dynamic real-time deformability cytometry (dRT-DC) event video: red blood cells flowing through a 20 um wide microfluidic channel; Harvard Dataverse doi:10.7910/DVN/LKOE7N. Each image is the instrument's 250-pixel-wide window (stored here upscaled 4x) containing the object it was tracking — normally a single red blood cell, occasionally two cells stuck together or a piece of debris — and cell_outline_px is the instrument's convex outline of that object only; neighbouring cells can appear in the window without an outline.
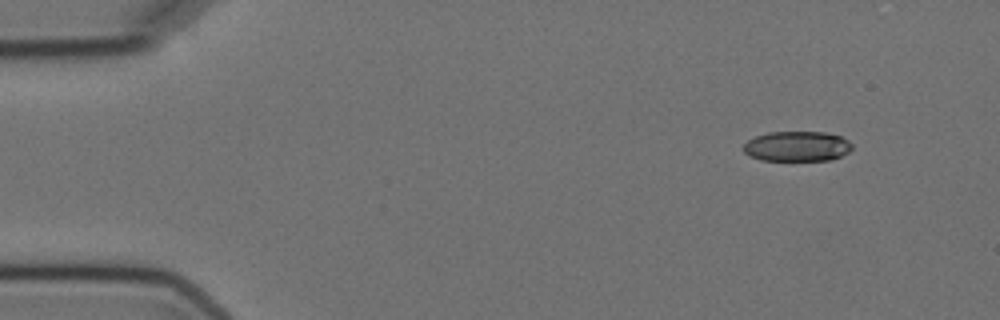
{"species": "Egyptian fruit bat (a non-hibernating species)", "species_latin": "Rousettus aegyptiacus", "temperature_condition": "cold", "stored_images_in_passage": 3, "camera_frame_rate_fps": 3000, "um_per_image_px": 0.085, "animal": {"sex": "female"}, "frame": {"image": 1, "passage_image": 1, "time_ms": 0.0, "image_size_px": [1000, 320], "cell_outline_px": [[852, 148], [848, 152], [832, 160], [760, 160], [748, 156], [744, 152], [744, 144], [748, 140], [756, 136], [768, 132], [824, 132], [840, 136], [848, 140], [852, 144]], "centroid_in_image_um": [67.74, 12.44], "position_along_channel_um": 17.3, "area_um2": 19.07}}
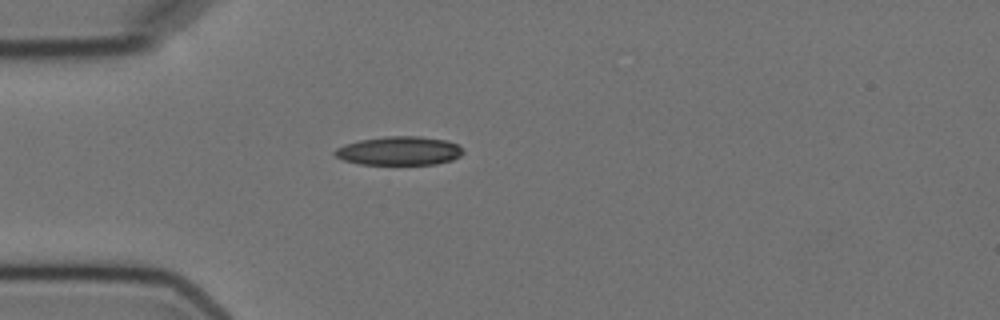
{"frame": {"image": 2, "passage_image": 2, "time_ms": 3.333, "image_size_px": [1000, 320], "cell_outline_px": [[464, 152], [460, 156], [452, 160], [436, 164], [360, 164], [344, 160], [336, 156], [332, 152], [336, 148], [344, 144], [360, 140], [388, 136], [420, 136], [448, 140], [464, 148]], "centroid_in_image_um": [33.96, 12.81], "position_along_channel_um": 51.0, "area_um2": 21.56}}